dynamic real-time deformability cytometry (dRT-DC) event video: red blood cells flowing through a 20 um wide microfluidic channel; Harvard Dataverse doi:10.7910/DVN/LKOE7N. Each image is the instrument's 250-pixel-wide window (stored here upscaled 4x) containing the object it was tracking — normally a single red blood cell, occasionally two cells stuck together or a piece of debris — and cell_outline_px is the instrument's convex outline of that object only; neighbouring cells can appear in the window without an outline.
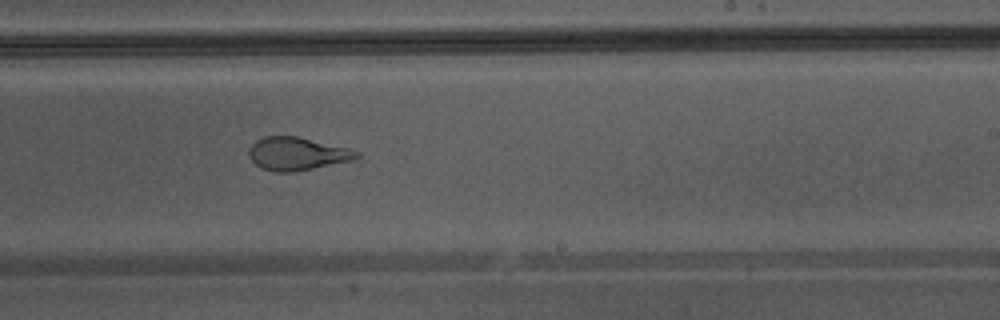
{"species": "Egyptian fruit bat (a non-hibernating species)", "species_latin": "Rousettus aegyptiacus", "temperature_condition": "warm", "stored_images_in_passage": 40, "camera_frame_rate_fps": 3000, "um_per_image_px": 0.085, "animal": {"sex": "male"}, "frame": {"image": 1, "passage_image": 23, "time_ms": 7.333, "image_size_px": [1000, 320], "cell_outline_px": [[360, 156], [352, 160], [292, 172], [272, 172], [260, 168], [248, 156], [248, 148], [256, 140], [264, 136], [296, 136], [348, 148], [360, 152]], "centroid_in_image_um": [25.2, 13.07], "position_along_channel_um": 263.8, "area_um2": 20.63}, "authors_computed_cell_mechanics": {"area_um2": 24.6228, "velocity_mm_per_s": 4.3734, "shape_relaxation_time_tau1_ms": null, "shape_relaxation_time_tau2_ms": 1.0367, "deformation_change_tau1": null, "deformation_change_tau2": 0.0714}}